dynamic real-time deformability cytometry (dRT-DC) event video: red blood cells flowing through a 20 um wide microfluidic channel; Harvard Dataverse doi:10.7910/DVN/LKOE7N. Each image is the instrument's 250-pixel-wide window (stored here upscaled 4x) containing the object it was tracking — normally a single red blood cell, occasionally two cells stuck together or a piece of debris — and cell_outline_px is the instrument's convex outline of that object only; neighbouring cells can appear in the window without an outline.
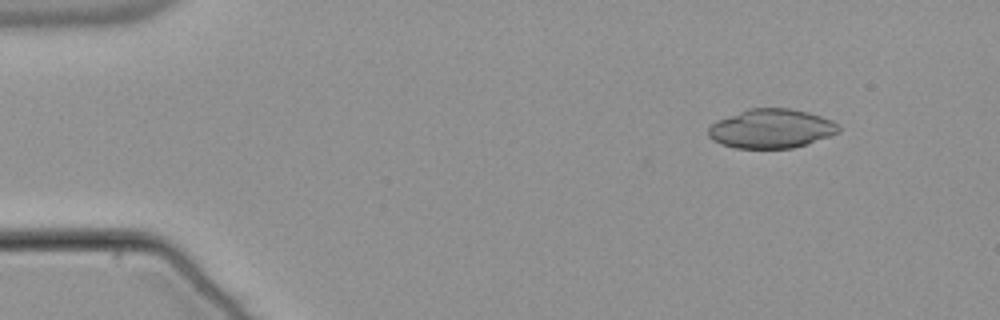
{"species": "common noctule bat (a hibernating species)", "species_latin": "Nyctalus noctula", "temperature_condition": "warm", "stored_images_in_passage": 53, "camera_frame_rate_fps": 3000, "um_per_image_px": 0.085, "animal": {"sex": "male", "body_mass_g": 21.5, "forearm_length_mm": 52.0}, "frame": {"image": 1, "passage_image": 6, "time_ms": 1.667, "image_size_px": [1000, 320], "cell_outline_px": [[840, 132], [792, 148], [736, 148], [720, 144], [712, 140], [708, 136], [708, 128], [716, 120], [748, 108], [788, 108], [808, 112], [832, 120], [840, 128]], "centroid_in_image_um": [65.51, 10.93], "position_along_channel_um": 19.5, "area_um2": 29.59}}